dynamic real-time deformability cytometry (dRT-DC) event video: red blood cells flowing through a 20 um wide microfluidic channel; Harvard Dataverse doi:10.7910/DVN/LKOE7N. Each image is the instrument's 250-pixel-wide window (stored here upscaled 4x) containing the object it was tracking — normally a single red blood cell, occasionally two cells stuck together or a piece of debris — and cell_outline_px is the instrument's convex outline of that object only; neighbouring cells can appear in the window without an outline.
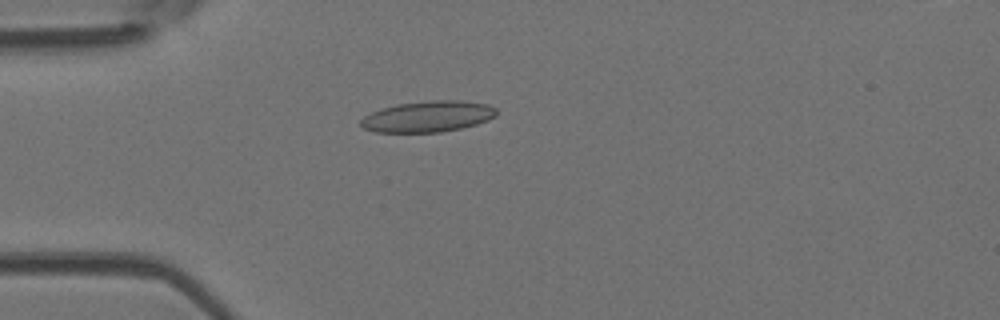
{"species": "Egyptian fruit bat (a non-hibernating species)", "species_latin": "Rousettus aegyptiacus", "temperature_condition": "room temperature", "stored_images_in_passage": 52, "camera_frame_rate_fps": 3000, "um_per_image_px": 0.085, "animal": {"sex": "female"}, "frame": {"image": 1, "passage_image": 14, "time_ms": 4.333, "image_size_px": [1000, 320], "cell_outline_px": [[496, 116], [488, 120], [476, 124], [460, 128], [440, 132], [376, 132], [364, 128], [360, 124], [360, 120], [364, 116], [372, 112], [396, 104], [432, 100], [460, 100], [488, 104], [496, 108]], "centroid_in_image_um": [36.39, 9.9], "position_along_channel_um": 48.6, "area_um2": 24.45}}
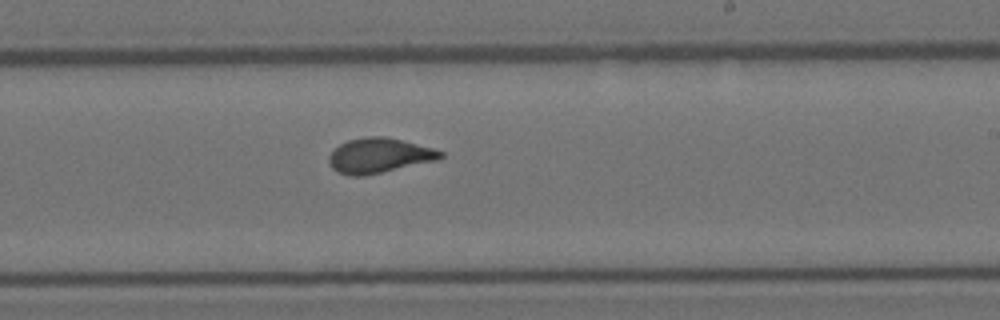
{"frame": {"image": 2, "passage_image": 31, "time_ms": 10.0, "image_size_px": [1000, 320], "cell_outline_px": [[444, 156], [440, 160], [364, 176], [348, 176], [336, 172], [328, 164], [328, 156], [340, 144], [348, 140], [368, 136], [384, 136], [432, 148], [444, 152]], "centroid_in_image_um": [32.22, 13.24], "position_along_channel_um": 256.8, "area_um2": 22.83}}
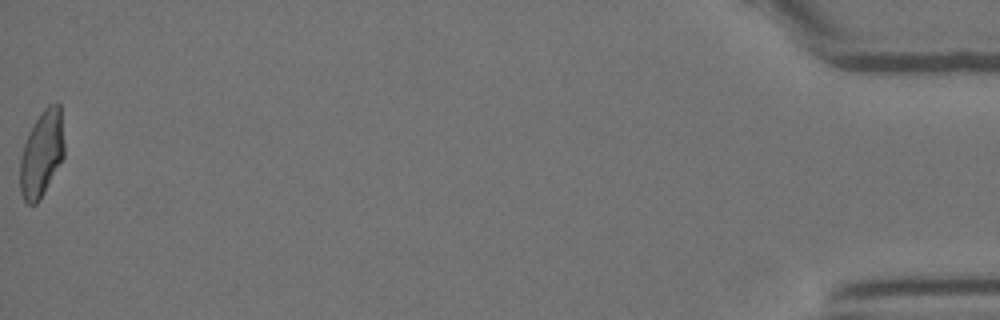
{"frame": {"image": 3, "passage_image": 52, "time_ms": 17.0, "image_size_px": [1000, 320], "cell_outline_px": [[64, 156], [40, 200], [36, 204], [28, 204], [24, 200], [20, 192], [20, 156], [28, 132], [40, 112], [48, 104], [56, 100], [60, 104], [64, 140]], "centroid_in_image_um": [3.55, 13.03], "position_along_channel_um": 431.7, "area_um2": 22.48}, "authors_computed_cell_mechanics": {"area_um2": 22.542, "velocity_mm_per_s": 3.9031, "shape_relaxation_time_tau1_ms": 7.8569, "shape_relaxation_time_tau2_ms": 0.8045, "deformation_change_tau1": 0.2272, "deformation_change_tau2": 0.0861}}